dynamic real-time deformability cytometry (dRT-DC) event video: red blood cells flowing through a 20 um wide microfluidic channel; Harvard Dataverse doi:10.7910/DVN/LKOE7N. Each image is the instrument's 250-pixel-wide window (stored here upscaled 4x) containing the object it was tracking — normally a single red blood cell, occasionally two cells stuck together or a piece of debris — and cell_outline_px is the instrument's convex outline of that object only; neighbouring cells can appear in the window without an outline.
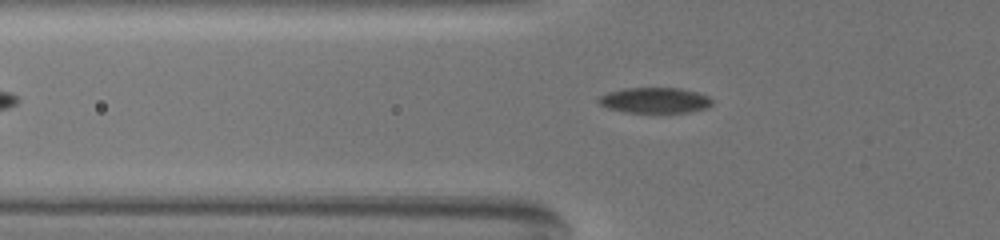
{"species": "common noctule bat (a hibernating species)", "species_latin": "Nyctalus noctula", "temperature_condition": "warm", "stored_images_in_passage": 50, "segment_of_instrument_passage": [1, 2], "camera_frame_rate_fps": 3000, "um_per_image_px": 0.085, "animal": {"sex": "female", "body_mass_g": 19.5, "forearm_length_mm": 54.1}, "frame": {"image": 1, "passage_image": 4, "time_ms": 1.0, "image_size_px": [1000, 240], "cell_outline_px": [[712, 104], [704, 108], [688, 112], [624, 112], [608, 108], [600, 104], [600, 96], [624, 88], [680, 88], [696, 92], [708, 96], [712, 100]], "centroid_in_image_um": [55.68, 8.52], "position_along_channel_um": 70.1, "area_um2": 16.53}}
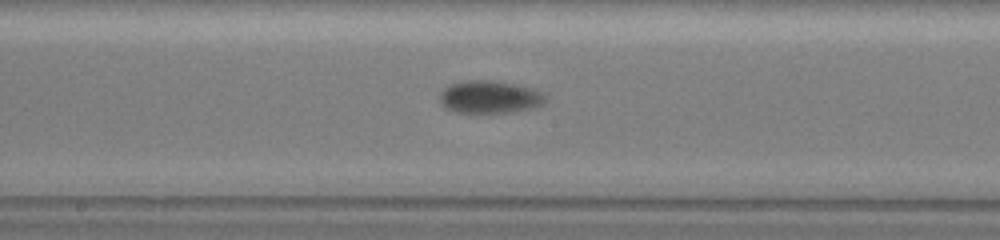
{"frame": {"image": 2, "passage_image": 18, "time_ms": 5.667, "image_size_px": [1000, 240], "cell_outline_px": [[544, 100], [540, 104], [532, 108], [512, 112], [456, 112], [448, 108], [440, 100], [440, 96], [444, 88], [452, 84], [464, 80], [488, 80], [516, 84], [540, 92], [544, 96]], "centroid_in_image_um": [41.59, 8.23], "position_along_channel_um": 206.6, "area_um2": 19.48}}
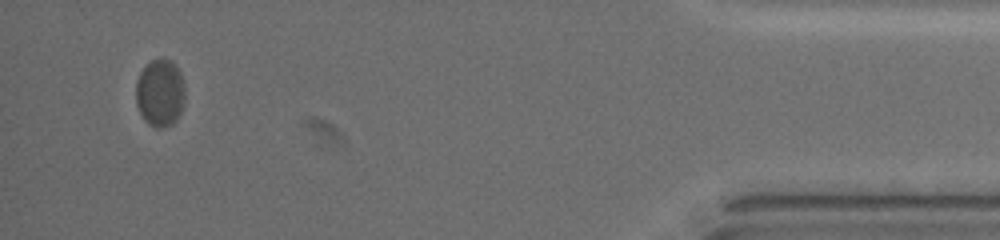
{"frame": {"image": 3, "passage_image": 46, "time_ms": 15.0, "image_size_px": [1000, 240], "cell_outline_px": [[184, 104], [176, 120], [172, 124], [160, 128], [156, 128], [148, 124], [144, 120], [136, 104], [136, 80], [140, 72], [152, 60], [172, 60], [180, 72], [184, 80]], "centroid_in_image_um": [13.61, 7.91], "position_along_channel_um": 421.6, "area_um2": 19.31}}